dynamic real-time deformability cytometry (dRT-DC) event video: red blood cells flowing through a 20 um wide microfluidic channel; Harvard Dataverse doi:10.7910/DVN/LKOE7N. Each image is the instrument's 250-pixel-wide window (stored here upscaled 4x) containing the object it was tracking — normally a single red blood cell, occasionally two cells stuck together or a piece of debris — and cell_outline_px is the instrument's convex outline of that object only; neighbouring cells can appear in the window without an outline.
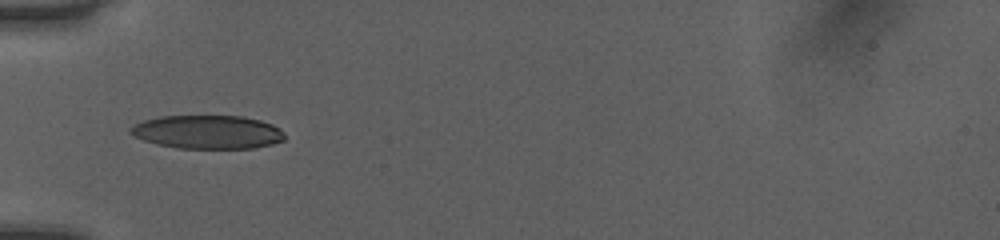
{"species": "human", "species_latin": "Homo sapiens", "temperature_condition": "room temperature", "stored_images_in_passage": 34, "camera_frame_rate_fps": 3000, "um_per_image_px": 0.085, "donor": {"sex": "female"}, "frame": {"image": 1, "passage_image": 1, "time_ms": 0.0, "image_size_px": [1000, 240], "cell_outline_px": [[284, 140], [272, 144], [252, 148], [176, 148], [156, 144], [144, 140], [128, 132], [128, 128], [144, 120], [156, 116], [244, 116], [260, 120], [272, 124], [280, 128], [284, 132]], "centroid_in_image_um": [17.64, 11.21], "position_along_channel_um": 67.4, "area_um2": 30.23}}
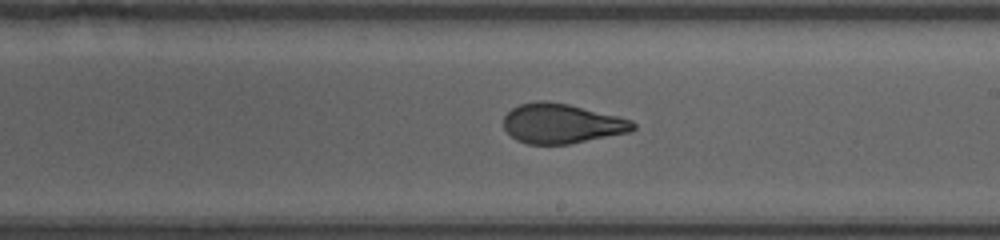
{"frame": {"image": 2, "passage_image": 14, "time_ms": 4.333, "image_size_px": [1000, 240], "cell_outline_px": [[636, 128], [628, 132], [568, 144], [528, 144], [516, 140], [504, 128], [504, 116], [512, 108], [520, 104], [536, 100], [548, 100], [568, 104], [620, 116], [632, 120], [636, 124]], "centroid_in_image_um": [47.74, 10.48], "position_along_channel_um": 241.3, "area_um2": 30.0}}
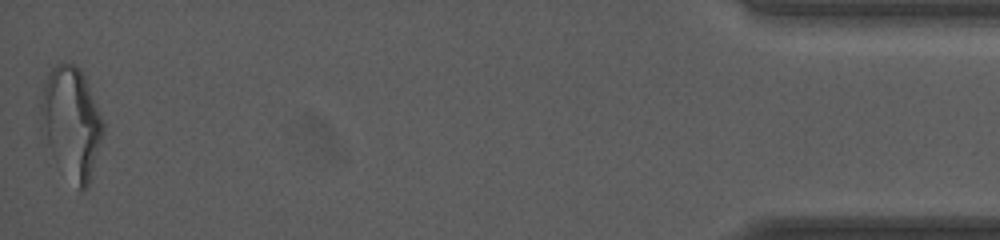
{"frame": {"image": 3, "passage_image": 34, "time_ms": 11.0, "image_size_px": [1000, 240], "cell_outline_px": [[104, 132], [88, 184], [84, 188], [80, 188], [56, 164], [52, 156], [40, 128], [40, 104], [44, 84], [48, 72], [56, 64], [72, 64], [80, 68], [84, 76], [104, 120]], "centroid_in_image_um": [6.05, 10.39], "position_along_channel_um": 429.2, "area_um2": 40.17}, "authors_computed_cell_mechanics": {"area_um2": 30.4028, "velocity_mm_per_s": 4.0651, "shape_relaxation_time_tau1_ms": 5.7417, "shape_relaxation_time_tau2_ms": 1.0114, "deformation_change_tau1": 0.1799, "deformation_change_tau2": 0.076}}